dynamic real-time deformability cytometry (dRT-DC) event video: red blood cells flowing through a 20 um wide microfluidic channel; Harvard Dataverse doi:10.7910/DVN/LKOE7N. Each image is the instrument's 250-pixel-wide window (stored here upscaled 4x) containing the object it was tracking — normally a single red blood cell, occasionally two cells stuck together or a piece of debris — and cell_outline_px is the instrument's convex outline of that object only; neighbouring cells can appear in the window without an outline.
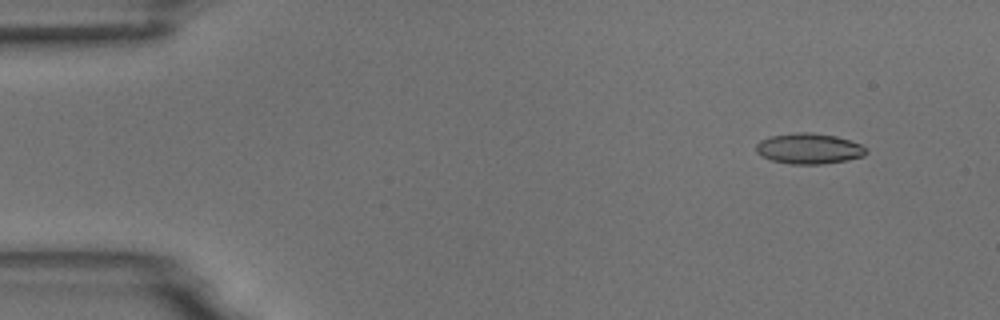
{"species": "common noctule bat (a hibernating species)", "species_latin": "Nyctalus noctula", "temperature_condition": "room temperature", "stored_images_in_passage": 5, "camera_frame_rate_fps": 3000, "um_per_image_px": 0.085, "animal": {"sex": "male", "body_mass_g": 18.8}, "frame": {"image": 1, "passage_image": 2, "time_ms": 1.0, "image_size_px": [1000, 320], "cell_outline_px": [[868, 152], [864, 156], [844, 160], [820, 164], [792, 164], [772, 160], [760, 156], [756, 152], [756, 144], [760, 140], [768, 136], [800, 132], [812, 132], [836, 136], [860, 144], [868, 148]], "centroid_in_image_um": [68.74, 12.62], "position_along_channel_um": 16.3, "area_um2": 19.65}}
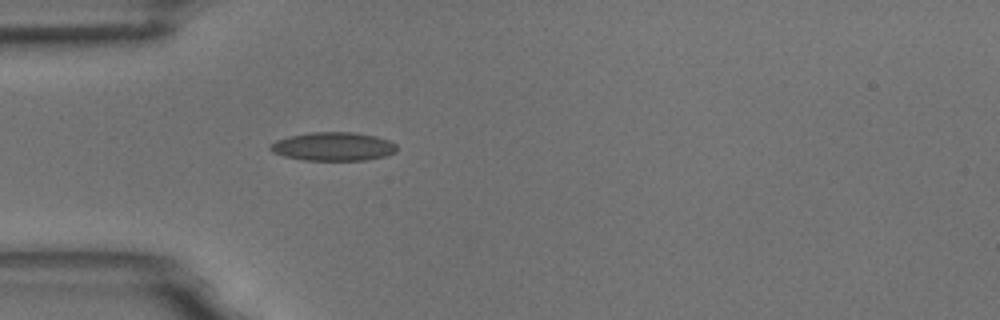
{"frame": {"image": 2, "passage_image": 5, "time_ms": 4.667, "image_size_px": [1000, 320], "cell_outline_px": [[396, 152], [384, 156], [364, 160], [304, 160], [284, 156], [272, 152], [268, 148], [276, 140], [288, 136], [312, 132], [352, 132], [376, 136], [388, 140], [396, 144]], "centroid_in_image_um": [28.31, 12.45], "position_along_channel_um": 56.7, "area_um2": 20.98}}